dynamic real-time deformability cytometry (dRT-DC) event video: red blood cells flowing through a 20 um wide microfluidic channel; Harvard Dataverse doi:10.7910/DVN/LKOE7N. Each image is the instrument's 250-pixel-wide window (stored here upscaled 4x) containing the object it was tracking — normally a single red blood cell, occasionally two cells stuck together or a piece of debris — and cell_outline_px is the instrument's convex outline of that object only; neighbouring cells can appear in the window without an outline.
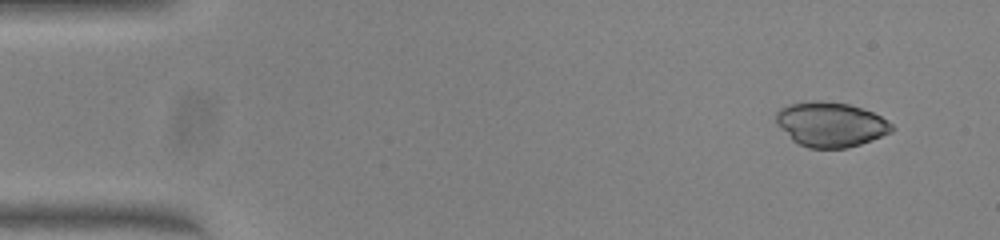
{"species": "common noctule bat (a hibernating species)", "species_latin": "Nyctalus noctula", "temperature_condition": "warm", "stored_images_in_passage": 47, "camera_frame_rate_fps": 3000, "um_per_image_px": 0.085, "animal": {"sex": "female", "body_mass_g": 23.0, "forearm_length_mm": 53.4}, "frame": {"image": 1, "passage_image": 1, "time_ms": 0.0, "image_size_px": [1000, 240], "cell_outline_px": [[896, 128], [892, 132], [872, 140], [848, 148], [808, 148], [792, 140], [776, 124], [776, 112], [780, 108], [788, 104], [812, 100], [816, 100], [848, 104], [872, 112], [880, 116], [892, 124]], "centroid_in_image_um": [70.59, 10.58], "position_along_channel_um": 14.4, "area_um2": 30.23}}